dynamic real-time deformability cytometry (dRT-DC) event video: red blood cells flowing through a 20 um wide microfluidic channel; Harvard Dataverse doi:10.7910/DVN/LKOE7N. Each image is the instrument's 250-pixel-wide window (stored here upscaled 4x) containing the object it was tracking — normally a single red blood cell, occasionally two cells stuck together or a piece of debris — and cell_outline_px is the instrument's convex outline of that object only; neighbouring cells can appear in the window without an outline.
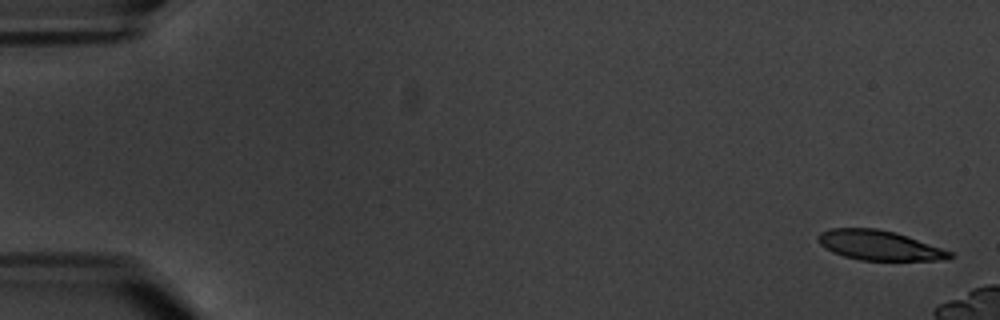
{"species": "common noctule bat (a hibernating species)", "species_latin": "Nyctalus noctula", "temperature_condition": "warm", "stored_images_in_passage": 3, "camera_frame_rate_fps": 3000, "um_per_image_px": 0.085, "animal": {"sex": "male", "body_mass_g": 20.1, "forearm_length_mm": 53.5}, "frame": {"image": 1, "passage_image": 1, "time_ms": 0.0, "image_size_px": [1000, 320], "cell_outline_px": [[956, 256], [948, 260], [860, 260], [844, 256], [832, 252], [820, 244], [816, 240], [816, 236], [820, 232], [832, 228], [876, 228], [896, 232], [908, 236], [952, 252]], "centroid_in_image_um": [74.73, 20.85], "position_along_channel_um": 10.3, "area_um2": 22.95}}